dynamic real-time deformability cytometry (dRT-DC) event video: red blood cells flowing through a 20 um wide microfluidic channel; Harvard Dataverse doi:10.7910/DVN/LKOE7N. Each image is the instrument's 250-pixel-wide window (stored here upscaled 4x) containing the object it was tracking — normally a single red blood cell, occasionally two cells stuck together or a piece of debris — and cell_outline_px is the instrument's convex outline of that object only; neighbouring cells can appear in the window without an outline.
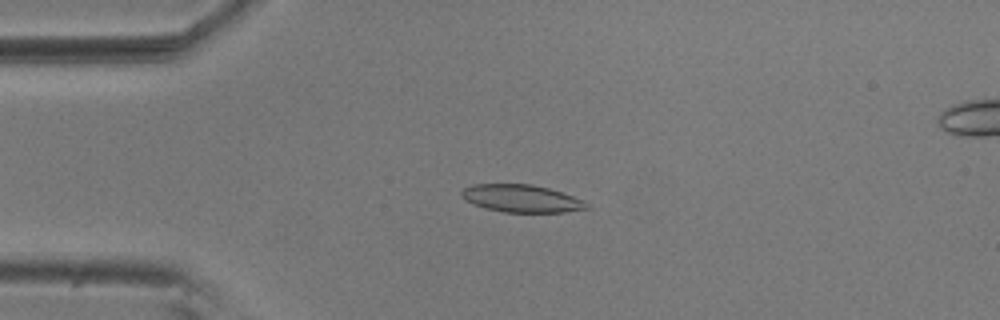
{"species": "common noctule bat (a hibernating species)", "species_latin": "Nyctalus noctula", "temperature_condition": "room temperature", "stored_images_in_passage": 53, "camera_frame_rate_fps": 3000, "um_per_image_px": 0.085, "animal": {"sex": "male", "body_mass_g": 20.5, "forearm_length_mm": 52.5}, "frame": {"image": 1, "passage_image": 11, "time_ms": 3.333, "image_size_px": [1000, 320], "cell_outline_px": [[592, 208], [564, 212], [504, 212], [484, 208], [464, 200], [460, 196], [460, 192], [464, 188], [472, 184], [532, 184], [548, 188], [584, 200]], "centroid_in_image_um": [44.31, 16.87], "position_along_channel_um": 40.7, "area_um2": 20.17}}
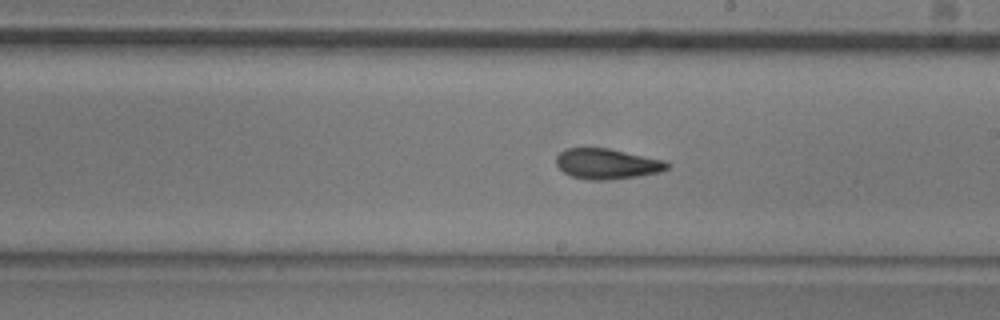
{"frame": {"image": 2, "passage_image": 29, "time_ms": 9.333, "image_size_px": [1000, 320], "cell_outline_px": [[672, 164], [668, 168], [660, 172], [640, 176], [608, 180], [588, 180], [572, 176], [564, 172], [556, 164], [556, 156], [564, 148], [608, 148], [668, 160]], "centroid_in_image_um": [51.65, 13.92], "position_along_channel_um": 237.3, "area_um2": 20.0}}
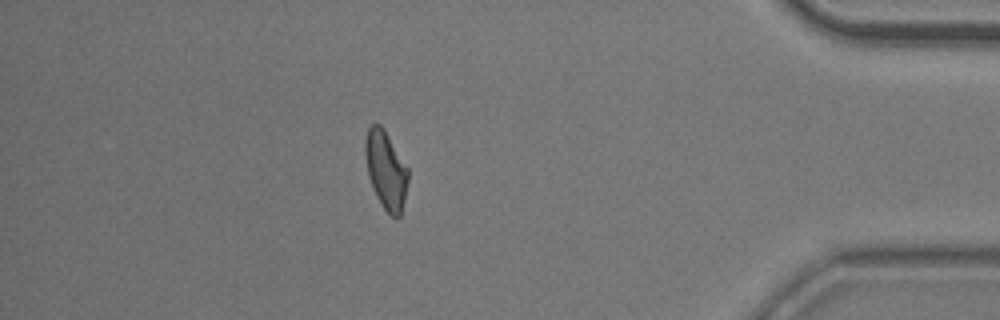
{"frame": {"image": 3, "passage_image": 46, "time_ms": 15.0, "image_size_px": [1000, 320], "cell_outline_px": [[408, 180], [404, 200], [400, 216], [392, 216], [384, 208], [376, 196], [372, 188], [368, 176], [364, 152], [364, 140], [368, 128], [372, 124], [380, 124], [384, 128], [408, 168]], "centroid_in_image_um": [32.78, 14.41], "position_along_channel_um": 402.4, "area_um2": 19.48}, "authors_computed_cell_mechanics": {"area_um2": 19.8832, "velocity_mm_per_s": 3.6692, "shape_relaxation_time_tau1_ms": 5.1492, "shape_relaxation_time_tau2_ms": 2.3375, "deformation_change_tau1": 0.1429, "deformation_change_tau2": 0.0981}}